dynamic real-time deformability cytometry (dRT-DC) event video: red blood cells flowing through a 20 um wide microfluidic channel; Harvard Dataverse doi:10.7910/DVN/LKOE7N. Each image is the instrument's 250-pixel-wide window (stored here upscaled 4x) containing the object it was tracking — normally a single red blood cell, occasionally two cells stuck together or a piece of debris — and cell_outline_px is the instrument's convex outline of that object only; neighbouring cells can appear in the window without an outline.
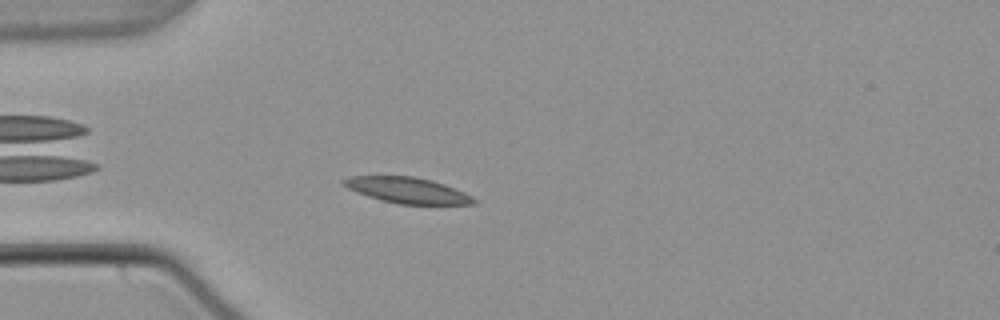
{"species": "common noctule bat (a hibernating species)", "species_latin": "Nyctalus noctula", "temperature_condition": "warm", "stored_images_in_passage": 41, "camera_frame_rate_fps": 3000, "um_per_image_px": 0.085, "animal": {"sex": "male", "body_mass_g": 21.5, "forearm_length_mm": 52.0}, "frame": {"image": 1, "passage_image": 5, "time_ms": 1.333, "image_size_px": [1000, 320], "cell_outline_px": [[480, 200], [476, 204], [400, 204], [380, 200], [356, 192], [348, 188], [340, 180], [352, 176], [412, 176], [432, 180], [444, 184], [464, 192]], "centroid_in_image_um": [34.66, 16.18], "position_along_channel_um": 50.3, "area_um2": 19.59}}
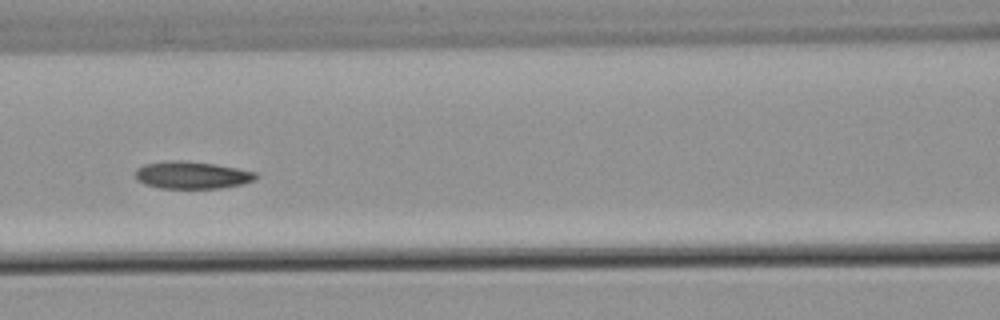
{"frame": {"image": 2, "passage_image": 14, "time_ms": 4.333, "image_size_px": [1000, 320], "cell_outline_px": [[260, 176], [256, 180], [244, 184], [220, 188], [160, 188], [144, 184], [136, 180], [136, 168], [144, 164], [168, 160], [180, 160], [216, 164], [256, 172]], "centroid_in_image_um": [16.33, 14.88], "position_along_channel_um": 150.3, "area_um2": 19.42}}
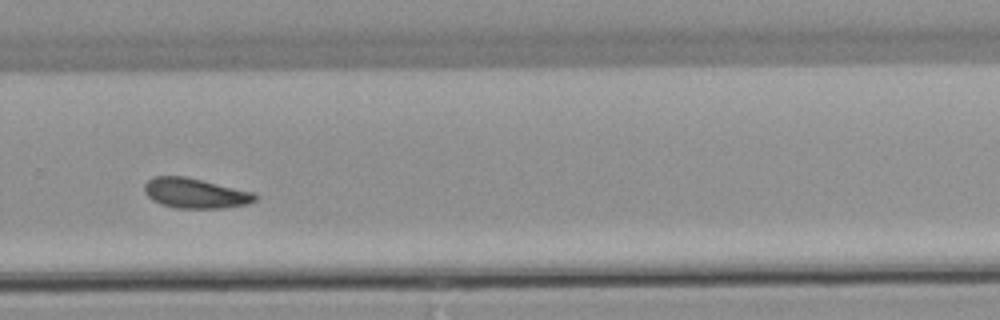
{"frame": {"image": 3, "passage_image": 27, "time_ms": 8.667, "image_size_px": [1000, 320], "cell_outline_px": [[256, 200], [248, 204], [224, 208], [176, 208], [160, 204], [152, 200], [144, 192], [144, 184], [152, 176], [184, 176], [252, 192], [256, 196]], "centroid_in_image_um": [16.54, 16.43], "position_along_channel_um": 313.3, "area_um2": 19.25}}